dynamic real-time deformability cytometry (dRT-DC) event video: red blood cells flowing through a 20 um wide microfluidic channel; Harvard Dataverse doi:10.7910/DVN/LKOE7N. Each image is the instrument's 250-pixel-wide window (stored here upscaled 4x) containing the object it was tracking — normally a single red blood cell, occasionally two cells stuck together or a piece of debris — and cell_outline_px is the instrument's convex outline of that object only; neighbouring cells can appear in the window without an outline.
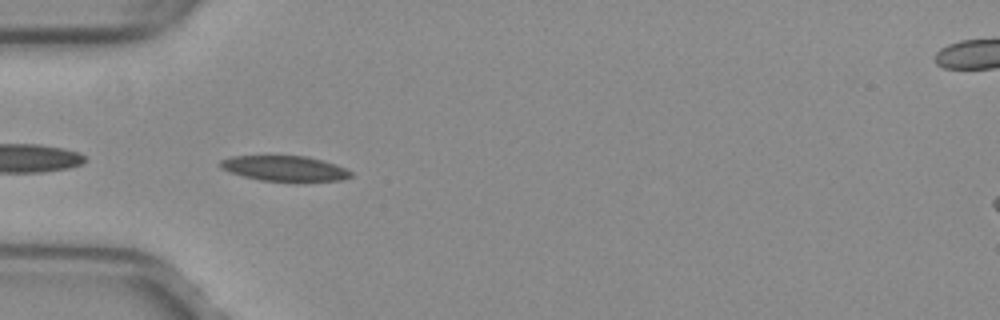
{"species": "common noctule bat (a hibernating species)", "species_latin": "Nyctalus noctula", "temperature_condition": "warm", "stored_images_in_passage": 27, "camera_frame_rate_fps": 3000, "um_per_image_px": 0.085, "animal": {"sex": "female", "body_mass_g": 29.2, "forearm_length_mm": 56.3}, "frame": {"image": 1, "passage_image": 1, "time_ms": 0.0, "image_size_px": [1000, 320], "cell_outline_px": [[352, 176], [344, 180], [296, 184], [260, 180], [228, 172], [220, 168], [220, 160], [232, 156], [308, 156], [324, 160], [336, 164], [352, 172]], "centroid_in_image_um": [24.26, 14.36], "position_along_channel_um": 60.7, "area_um2": 20.17}}
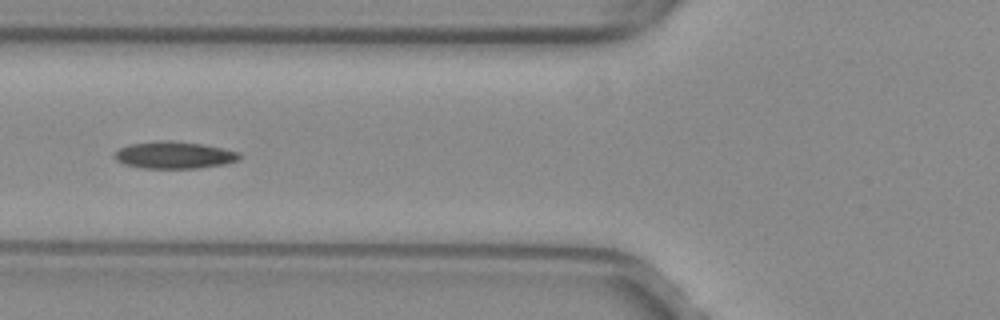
{"frame": {"image": 2, "passage_image": 5, "time_ms": 1.333, "image_size_px": [1000, 320], "cell_outline_px": [[244, 156], [240, 160], [228, 164], [200, 168], [144, 168], [124, 164], [116, 160], [112, 156], [120, 148], [128, 144], [160, 140], [172, 140], [200, 144], [224, 148], [240, 152]], "centroid_in_image_um": [14.87, 13.18], "position_along_channel_um": 110.9, "area_um2": 20.06}}
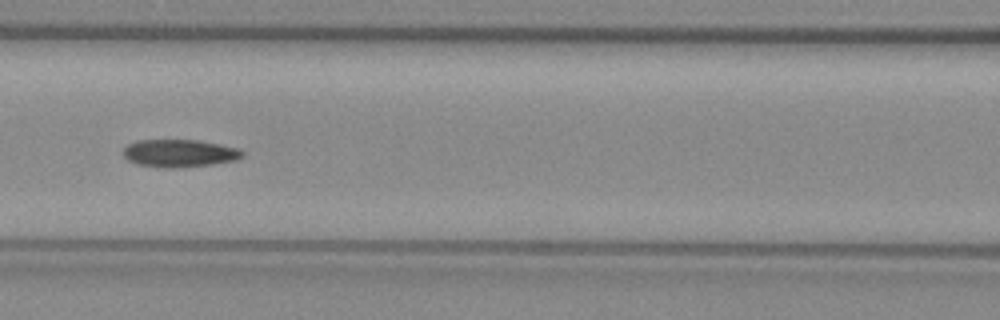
{"frame": {"image": 3, "passage_image": 8, "time_ms": 2.333, "image_size_px": [1000, 320], "cell_outline_px": [[244, 156], [236, 160], [212, 164], [176, 168], [164, 168], [136, 164], [128, 160], [124, 156], [124, 148], [128, 144], [136, 140], [200, 140], [240, 148], [244, 152]], "centroid_in_image_um": [15.28, 13.02], "position_along_channel_um": 151.3, "area_um2": 19.36}, "authors_computed_cell_mechanics": {"area_um2": 19.2474, "velocity_mm_per_s": 4.0152, "shape_relaxation_time_tau1_ms": null, "shape_relaxation_time_tau2_ms": 2.8567, "deformation_change_tau1": null, "deformation_change_tau2": 0.0862}}